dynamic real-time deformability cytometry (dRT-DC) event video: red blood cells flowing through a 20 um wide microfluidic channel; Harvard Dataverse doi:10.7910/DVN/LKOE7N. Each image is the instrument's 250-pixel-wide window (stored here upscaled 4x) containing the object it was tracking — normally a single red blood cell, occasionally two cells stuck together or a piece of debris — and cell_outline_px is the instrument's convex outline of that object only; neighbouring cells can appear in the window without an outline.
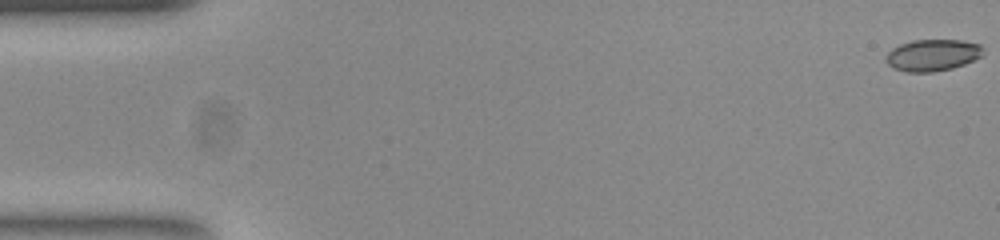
{"species": "common noctule bat (a hibernating species)", "species_latin": "Nyctalus noctula", "temperature_condition": "room temperature", "stored_images_in_passage": 18, "camera_frame_rate_fps": 3000, "um_per_image_px": 0.085, "animal": {"sex": "female", "body_mass_g": 23.0, "forearm_length_mm": 53.4}, "frame": {"image": 1, "passage_image": 1, "time_ms": 0.0, "image_size_px": [1000, 240], "cell_outline_px": [[984, 56], [964, 64], [952, 68], [932, 72], [904, 72], [892, 68], [884, 60], [888, 52], [892, 48], [900, 44], [912, 40], [960, 40], [980, 44], [984, 48]], "centroid_in_image_um": [79.27, 4.69], "position_along_channel_um": 5.7, "area_um2": 18.21}}
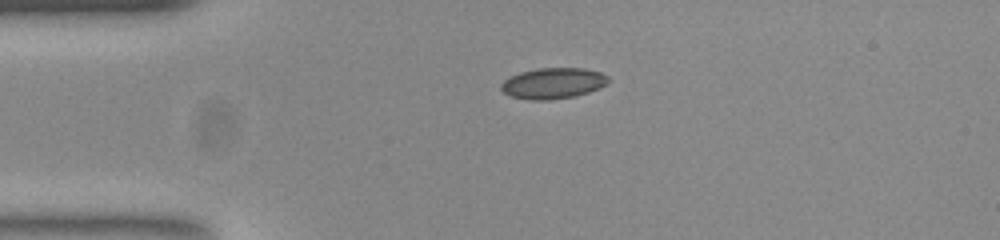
{"frame": {"image": 2, "passage_image": 13, "time_ms": 4.0, "image_size_px": [1000, 240], "cell_outline_px": [[608, 80], [600, 88], [576, 96], [548, 100], [532, 100], [512, 96], [504, 92], [500, 88], [500, 84], [504, 80], [520, 72], [536, 68], [584, 68], [600, 72], [608, 76]], "centroid_in_image_um": [47.0, 7.07], "position_along_channel_um": 38.0, "area_um2": 19.19}}
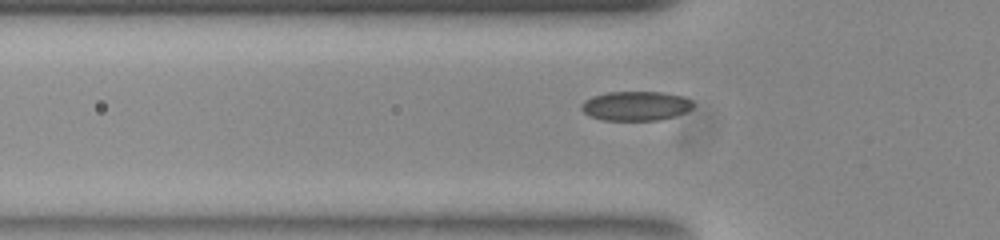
{"frame": {"image": 3, "passage_image": 18, "time_ms": 5.667, "image_size_px": [1000, 240], "cell_outline_px": [[692, 108], [676, 116], [660, 120], [604, 120], [592, 116], [584, 112], [580, 108], [580, 104], [584, 100], [592, 96], [608, 92], [664, 92], [684, 96], [692, 100]], "centroid_in_image_um": [54.05, 8.99], "position_along_channel_um": 71.8, "area_um2": 19.19}}